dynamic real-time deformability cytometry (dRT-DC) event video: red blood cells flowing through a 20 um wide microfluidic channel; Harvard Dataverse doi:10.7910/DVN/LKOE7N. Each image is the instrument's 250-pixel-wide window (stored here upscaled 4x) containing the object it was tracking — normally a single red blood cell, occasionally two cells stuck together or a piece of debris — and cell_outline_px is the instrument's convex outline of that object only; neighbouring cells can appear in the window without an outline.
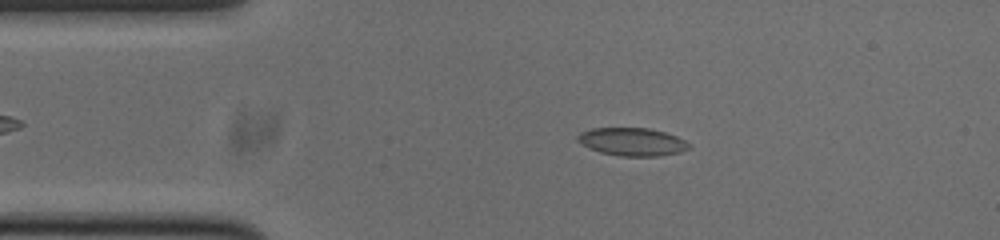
{"species": "common noctule bat (a hibernating species)", "species_latin": "Nyctalus noctula", "temperature_condition": "cold", "stored_images_in_passage": 51, "camera_frame_rate_fps": 3000, "um_per_image_px": 0.085, "animal": {"sex": "male", "body_mass_g": 20.0, "forearm_length_mm": 53.3}, "frame": {"image": 1, "passage_image": 8, "time_ms": 2.333, "image_size_px": [1000, 240], "cell_outline_px": [[692, 148], [680, 152], [660, 156], [620, 156], [600, 152], [588, 148], [576, 140], [576, 136], [580, 132], [592, 128], [648, 128], [664, 132], [676, 136], [692, 144]], "centroid_in_image_um": [53.74, 12.05], "position_along_channel_um": 31.3, "area_um2": 18.32}}
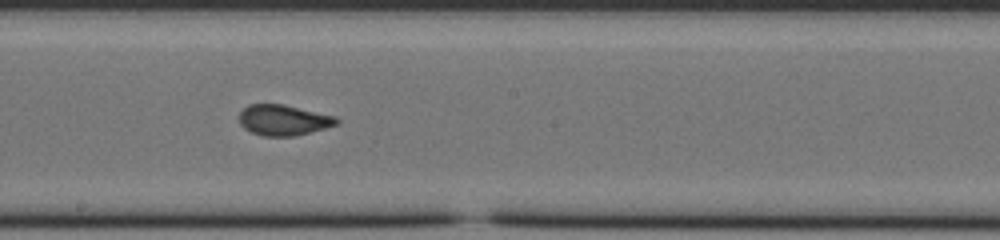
{"frame": {"image": 2, "passage_image": 26, "time_ms": 8.333, "image_size_px": [1000, 240], "cell_outline_px": [[340, 124], [292, 136], [264, 136], [252, 132], [244, 128], [240, 124], [240, 112], [248, 104], [284, 104], [336, 116], [340, 120]], "centroid_in_image_um": [24.11, 10.19], "position_along_channel_um": 224.1, "area_um2": 17.34}}
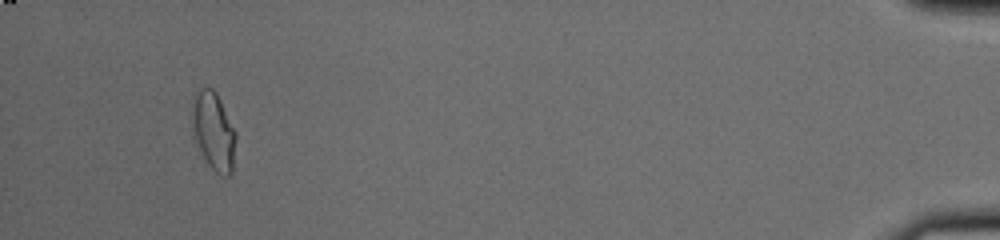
{"frame": {"image": 3, "passage_image": 48, "time_ms": 15.667, "image_size_px": [1000, 240], "cell_outline_px": [[236, 136], [232, 172], [228, 176], [220, 176], [208, 164], [196, 140], [192, 116], [192, 108], [196, 92], [200, 88], [212, 88], [216, 92], [236, 132]], "centroid_in_image_um": [18.18, 11.15], "position_along_channel_um": 417.0, "area_um2": 19.36}, "authors_computed_cell_mechanics": {"area_um2": 17.8024, "velocity_mm_per_s": 3.7755, "shape_relaxation_time_tau1_ms": null, "shape_relaxation_time_tau2_ms": 1.0411, "deformation_change_tau1": null, "deformation_change_tau2": 0.0502}}